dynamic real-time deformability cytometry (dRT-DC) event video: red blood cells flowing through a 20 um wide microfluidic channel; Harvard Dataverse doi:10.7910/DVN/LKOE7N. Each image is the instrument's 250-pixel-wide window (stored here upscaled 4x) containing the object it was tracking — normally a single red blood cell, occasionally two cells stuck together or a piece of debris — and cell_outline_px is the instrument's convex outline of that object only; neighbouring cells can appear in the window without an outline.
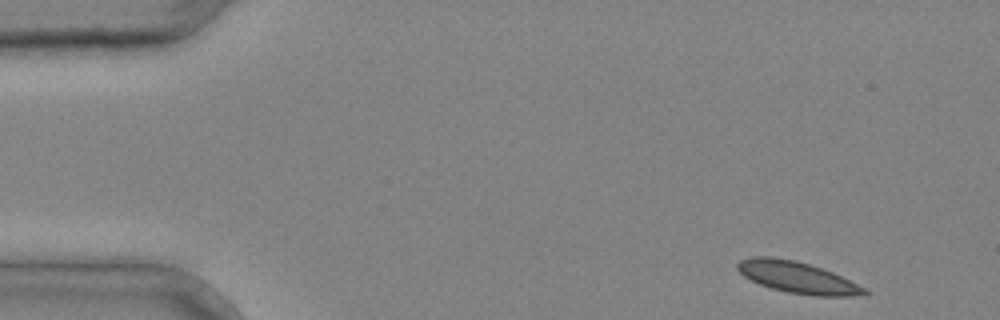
{"species": "common noctule bat (a hibernating species)", "species_latin": "Nyctalus noctula", "temperature_condition": "cold", "stored_images_in_passage": 2, "camera_frame_rate_fps": 3000, "um_per_image_px": 0.085, "animal": {"sex": "male", "body_mass_g": 20.4}, "frame": {"image": 1, "passage_image": 1, "time_ms": 0.0, "image_size_px": [1000, 320], "cell_outline_px": [[872, 292], [852, 296], [816, 296], [788, 292], [772, 288], [760, 284], [744, 276], [736, 268], [736, 264], [740, 260], [752, 256], [772, 256], [796, 260], [832, 272], [868, 288]], "centroid_in_image_um": [67.79, 23.57], "position_along_channel_um": 17.2, "area_um2": 23.29}}